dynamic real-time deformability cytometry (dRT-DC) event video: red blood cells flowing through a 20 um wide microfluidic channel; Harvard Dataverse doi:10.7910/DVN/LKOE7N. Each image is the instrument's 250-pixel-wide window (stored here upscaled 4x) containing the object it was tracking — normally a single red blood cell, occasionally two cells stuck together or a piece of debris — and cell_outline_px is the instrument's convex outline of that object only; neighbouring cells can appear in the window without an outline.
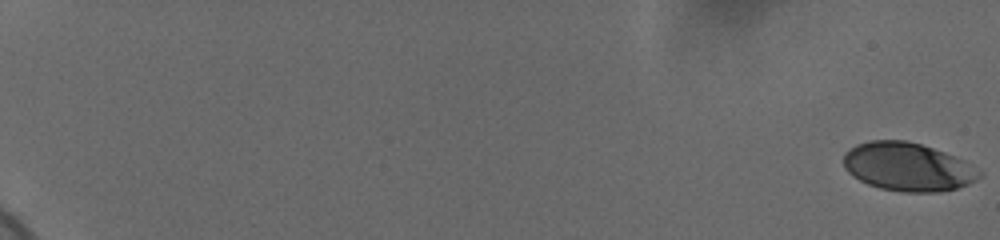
{"species": "human", "species_latin": "Homo sapiens", "temperature_condition": "cold", "stored_images_in_passage": 60, "camera_frame_rate_fps": 3000, "um_per_image_px": 0.085, "donor": {"sex": "female"}, "frame": {"image": 1, "passage_image": 1, "time_ms": 0.0, "image_size_px": [1000, 240], "cell_outline_px": [[984, 172], [976, 180], [968, 184], [956, 188], [940, 192], [900, 192], [880, 188], [868, 184], [852, 176], [844, 168], [844, 152], [848, 148], [856, 144], [868, 140], [904, 140], [920, 144], [944, 152], [964, 160]], "centroid_in_image_um": [77.14, 14.18], "position_along_channel_um": 7.9, "area_um2": 38.49}}
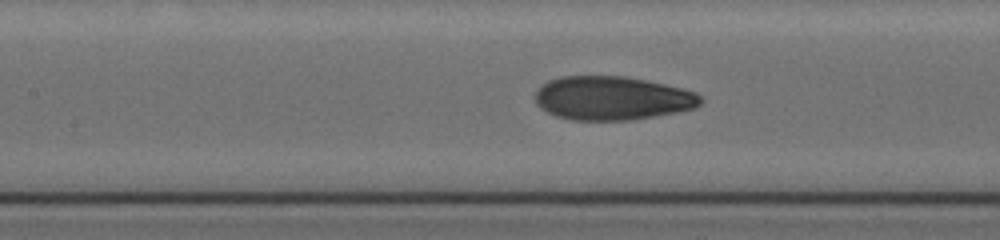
{"frame": {"image": 2, "passage_image": 32, "time_ms": 10.333, "image_size_px": [1000, 240], "cell_outline_px": [[704, 100], [696, 108], [676, 112], [632, 120], [572, 120], [556, 116], [540, 108], [536, 104], [536, 92], [548, 80], [560, 76], [624, 76], [664, 84], [696, 92]], "centroid_in_image_um": [52.04, 8.35], "position_along_channel_um": 155.4, "area_um2": 42.08}}
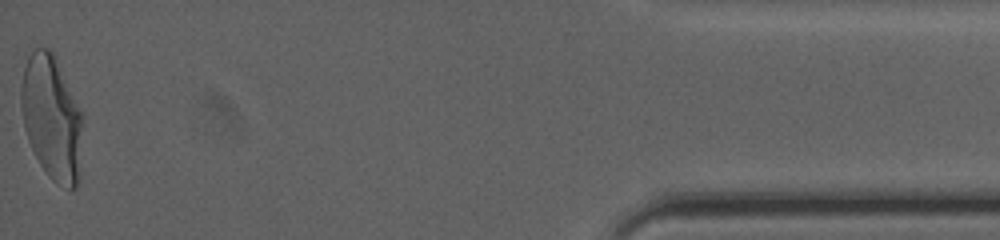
{"frame": {"image": 3, "passage_image": 60, "time_ms": 19.667, "image_size_px": [1000, 240], "cell_outline_px": [[80, 180], [76, 188], [68, 188], [56, 184], [48, 176], [40, 164], [28, 140], [24, 128], [20, 100], [20, 88], [24, 68], [28, 56], [32, 48], [48, 48], [52, 52], [80, 112]], "centroid_in_image_um": [4.35, 10.05], "position_along_channel_um": 430.9, "area_um2": 43.75}, "authors_computed_cell_mechanics": {"area_um2": 41.3848, "velocity_mm_per_s": 3.7081, "shape_relaxation_time_tau1_ms": 4.838, "shape_relaxation_time_tau2_ms": 0.8015, "deformation_change_tau1": 0.1915, "deformation_change_tau2": 0.0645}}